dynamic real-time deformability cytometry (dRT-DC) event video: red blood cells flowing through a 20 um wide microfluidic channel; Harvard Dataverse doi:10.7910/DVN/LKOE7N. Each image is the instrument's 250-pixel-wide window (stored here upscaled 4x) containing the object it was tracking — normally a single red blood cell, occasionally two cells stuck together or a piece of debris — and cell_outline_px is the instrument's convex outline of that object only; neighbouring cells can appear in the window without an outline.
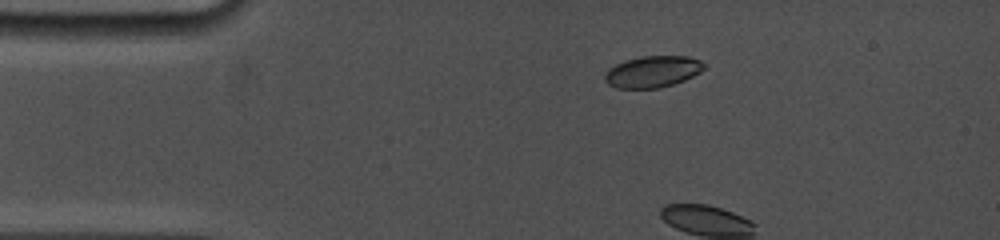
{"species": "common noctule bat (a hibernating species)", "species_latin": "Nyctalus noctula", "temperature_condition": "cold", "stored_images_in_passage": 6, "camera_frame_rate_fps": 5000, "um_per_image_px": 0.085, "animal": {"sex": "female", "body_mass_g": 19.0, "forearm_length_mm": 53.3}, "frame": {"image": 1, "passage_image": 3, "time_ms": 0.6, "image_size_px": [1000, 240], "cell_outline_px": [[704, 68], [700, 72], [684, 80], [660, 88], [616, 88], [608, 84], [604, 80], [604, 76], [608, 68], [624, 60], [640, 56], [688, 56], [700, 60], [704, 64]], "centroid_in_image_um": [55.44, 6.08], "position_along_channel_um": 29.6, "area_um2": 18.26}}